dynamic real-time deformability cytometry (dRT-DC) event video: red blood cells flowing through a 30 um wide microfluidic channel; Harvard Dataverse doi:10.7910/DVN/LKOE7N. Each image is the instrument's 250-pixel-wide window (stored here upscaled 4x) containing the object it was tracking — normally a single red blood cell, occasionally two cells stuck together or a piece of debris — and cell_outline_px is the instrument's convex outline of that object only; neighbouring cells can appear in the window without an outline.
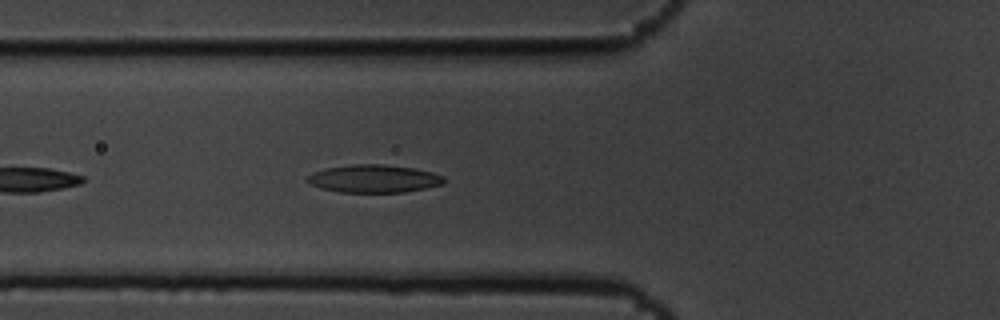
{"species": "common noctule bat (a hibernating species)", "species_latin": "Nyctalus noctula", "temperature_condition": "cold", "stored_images_in_passage": 2, "camera_frame_rate_fps": 3000, "um_per_image_px": 0.085, "animal": {"sex": "male", "body_mass_g": 19.5, "forearm_length_mm": 54.6}, "frame": {"image": 1, "passage_image": 2, "time_ms": 0.333, "image_size_px": [1000, 320], "cell_outline_px": [[444, 184], [404, 192], [340, 192], [320, 188], [308, 184], [304, 180], [312, 172], [324, 168], [352, 164], [384, 164], [416, 168], [432, 172], [444, 176]], "centroid_in_image_um": [31.74, 15.18], "position_along_channel_um": 94.1, "area_um2": 22.43}}